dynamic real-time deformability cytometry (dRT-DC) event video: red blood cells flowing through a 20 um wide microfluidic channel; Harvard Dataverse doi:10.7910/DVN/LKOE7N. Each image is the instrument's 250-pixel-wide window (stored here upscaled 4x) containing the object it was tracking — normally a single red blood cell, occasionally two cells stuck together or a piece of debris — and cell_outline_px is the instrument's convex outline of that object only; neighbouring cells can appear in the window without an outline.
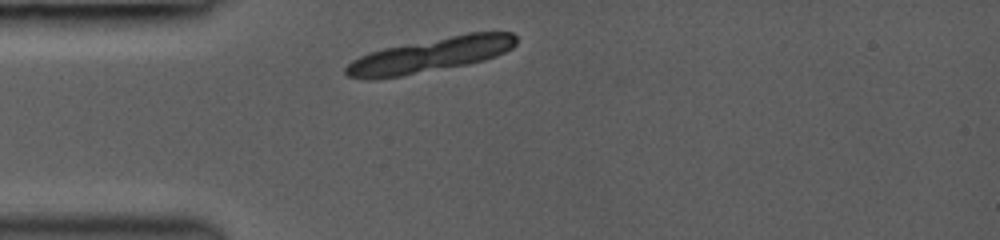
{"species": "common noctule bat (a hibernating species)", "species_latin": "Nyctalus noctula", "temperature_condition": "room temperature", "stored_images_in_passage": 3, "camera_frame_rate_fps": 3000, "um_per_image_px": 0.085, "animal": {"sex": "female", "body_mass_g": 19.0, "forearm_length_mm": 53.3}, "frame": {"image": 1, "passage_image": 1, "time_ms": 0.0, "image_size_px": [1000, 240], "cell_outline_px": [[516, 44], [512, 48], [496, 56], [484, 60], [468, 64], [400, 76], [376, 80], [364, 80], [348, 76], [344, 72], [344, 68], [352, 60], [360, 56], [384, 48], [468, 32], [512, 32], [516, 36]], "centroid_in_image_um": [36.57, 4.68], "position_along_channel_um": 48.4, "area_um2": 34.04}}